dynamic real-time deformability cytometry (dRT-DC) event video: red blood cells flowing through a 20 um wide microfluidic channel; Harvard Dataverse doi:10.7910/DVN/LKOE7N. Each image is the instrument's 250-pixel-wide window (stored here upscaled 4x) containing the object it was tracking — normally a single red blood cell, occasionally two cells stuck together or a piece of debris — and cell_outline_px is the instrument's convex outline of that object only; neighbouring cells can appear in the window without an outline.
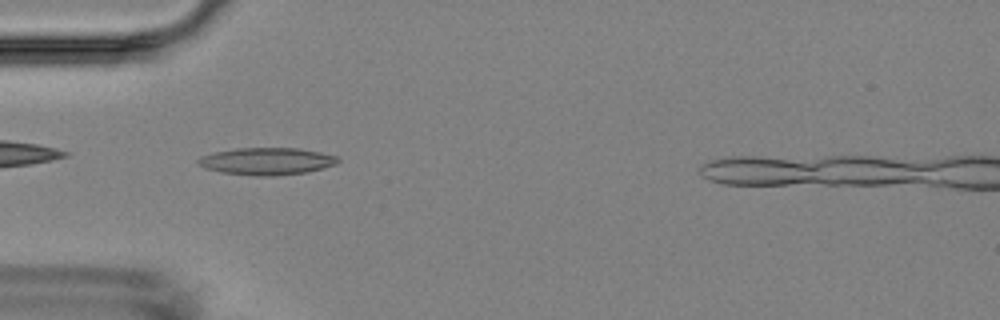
{"species": "Egyptian fruit bat (a non-hibernating species)", "species_latin": "Rousettus aegyptiacus", "temperature_condition": "room temperature", "stored_images_in_passage": 2, "camera_frame_rate_fps": 3000, "um_per_image_px": 0.085, "animal": {"sex": "female"}, "frame": {"image": 1, "passage_image": 2, "time_ms": 1.333, "image_size_px": [1000, 320], "cell_outline_px": [[340, 160], [336, 164], [324, 168], [308, 172], [276, 176], [256, 176], [220, 172], [204, 168], [196, 164], [196, 160], [200, 156], [216, 152], [236, 148], [300, 148], [340, 156]], "centroid_in_image_um": [22.69, 13.71], "position_along_channel_um": 62.3, "area_um2": 22.48}}